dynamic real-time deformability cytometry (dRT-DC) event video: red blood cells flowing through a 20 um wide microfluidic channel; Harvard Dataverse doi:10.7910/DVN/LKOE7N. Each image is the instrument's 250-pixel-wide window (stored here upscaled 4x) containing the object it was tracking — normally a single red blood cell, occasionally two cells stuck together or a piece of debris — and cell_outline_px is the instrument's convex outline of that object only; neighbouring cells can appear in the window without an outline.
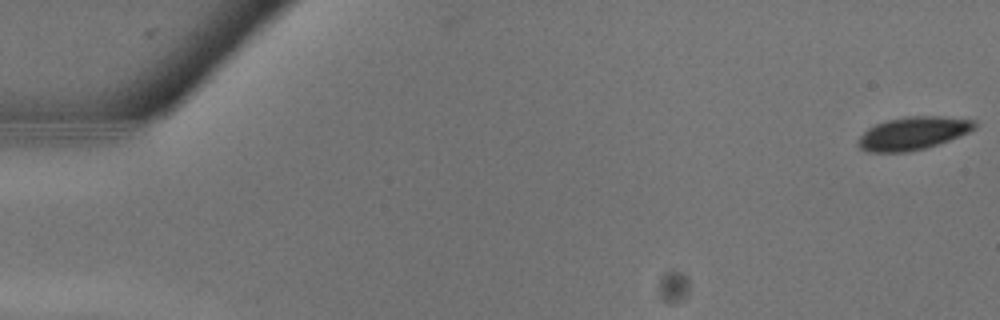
{"species": "common noctule bat (a hibernating species)", "species_latin": "Nyctalus noctula", "temperature_condition": "warm", "stored_images_in_passage": 8, "camera_frame_rate_fps": 3000, "um_per_image_px": 0.085, "animal": {"sex": "male", "body_mass_g": 13.3}, "frame": {"image": 1, "passage_image": 1, "time_ms": 0.0, "image_size_px": [1000, 320], "cell_outline_px": [[976, 128], [960, 136], [924, 148], [908, 152], [868, 152], [860, 148], [856, 144], [856, 140], [868, 128], [876, 124], [888, 120], [904, 116], [944, 116], [976, 120]], "centroid_in_image_um": [77.59, 11.32], "position_along_channel_um": 7.4, "area_um2": 22.43}}